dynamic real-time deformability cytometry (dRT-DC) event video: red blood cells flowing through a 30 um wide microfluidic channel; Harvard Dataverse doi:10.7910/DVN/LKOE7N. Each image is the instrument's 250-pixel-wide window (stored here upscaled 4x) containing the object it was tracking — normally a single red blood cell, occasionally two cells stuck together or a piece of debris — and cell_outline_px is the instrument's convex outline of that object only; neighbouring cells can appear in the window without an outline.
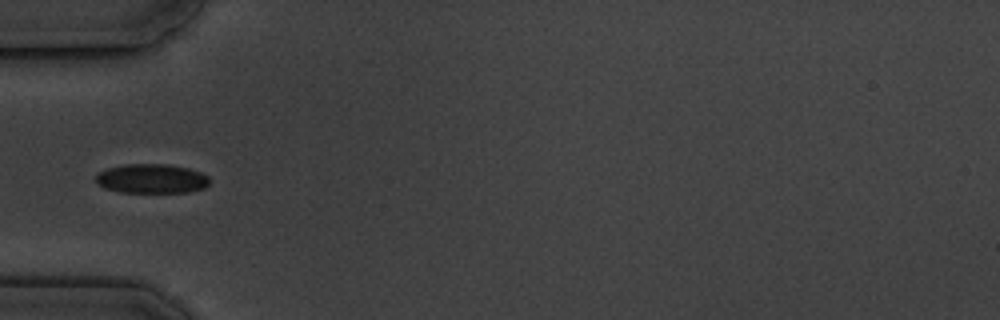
{"species": "common noctule bat (a hibernating species)", "species_latin": "Nyctalus noctula", "temperature_condition": "cold", "stored_images_in_passage": 8, "camera_frame_rate_fps": 3000, "um_per_image_px": 0.085, "animal": {"sex": "male", "body_mass_g": 19.5, "forearm_length_mm": 54.6}, "frame": {"image": 1, "passage_image": 6, "time_ms": 6.0, "image_size_px": [1000, 320], "cell_outline_px": [[208, 184], [204, 188], [188, 192], [120, 192], [104, 188], [96, 180], [96, 172], [108, 168], [124, 164], [168, 164], [188, 168], [200, 172], [208, 176]], "centroid_in_image_um": [12.87, 15.18], "position_along_channel_um": 72.1, "area_um2": 19.42}}